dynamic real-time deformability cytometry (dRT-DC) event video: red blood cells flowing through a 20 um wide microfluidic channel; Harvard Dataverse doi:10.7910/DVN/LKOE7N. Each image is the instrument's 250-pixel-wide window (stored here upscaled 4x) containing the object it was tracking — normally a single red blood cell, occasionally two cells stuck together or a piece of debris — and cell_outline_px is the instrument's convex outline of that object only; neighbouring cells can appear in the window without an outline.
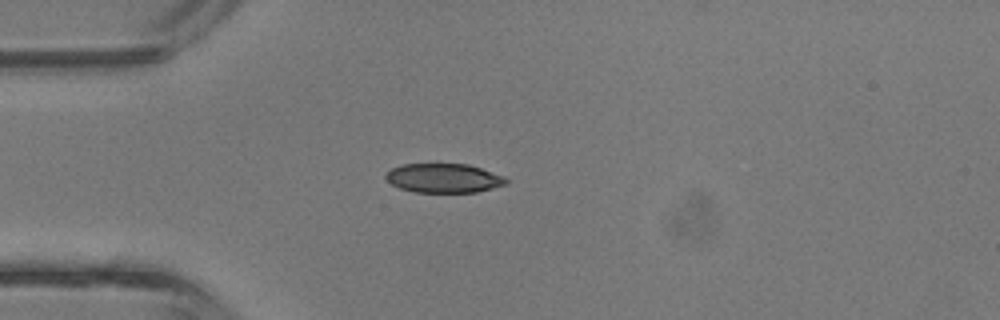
{"species": "common noctule bat (a hibernating species)", "species_latin": "Nyctalus noctula", "temperature_condition": "room temperature", "stored_images_in_passage": 20, "camera_frame_rate_fps": 3000, "um_per_image_px": 0.085, "animal": {"sex": "male", "body_mass_g": 13.3}, "frame": {"image": 1, "passage_image": 1, "time_ms": 0.0, "image_size_px": [1000, 320], "cell_outline_px": [[508, 184], [476, 192], [412, 192], [400, 188], [392, 184], [384, 176], [392, 168], [404, 164], [468, 164], [504, 176], [508, 180]], "centroid_in_image_um": [37.73, 15.14], "position_along_channel_um": 47.3, "area_um2": 20.35}}
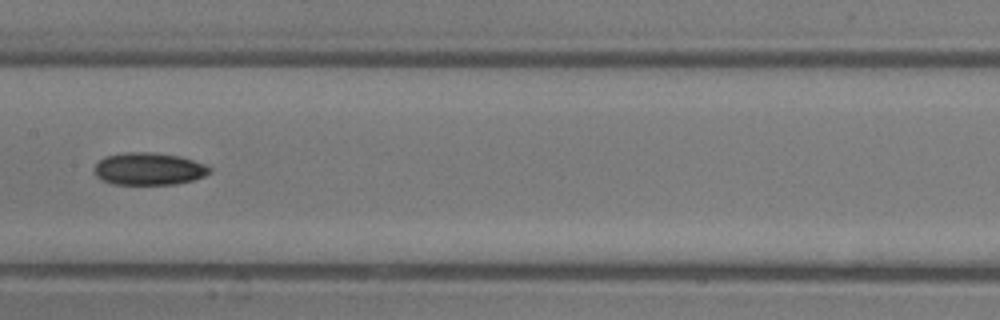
{"frame": {"image": 2, "passage_image": 11, "time_ms": 3.333, "image_size_px": [1000, 320], "cell_outline_px": [[212, 172], [204, 176], [192, 180], [176, 184], [112, 184], [100, 180], [96, 176], [92, 168], [104, 156], [124, 152], [152, 152], [180, 156], [204, 164], [212, 168]], "centroid_in_image_um": [12.62, 14.35], "position_along_channel_um": 194.8, "area_um2": 21.96}}
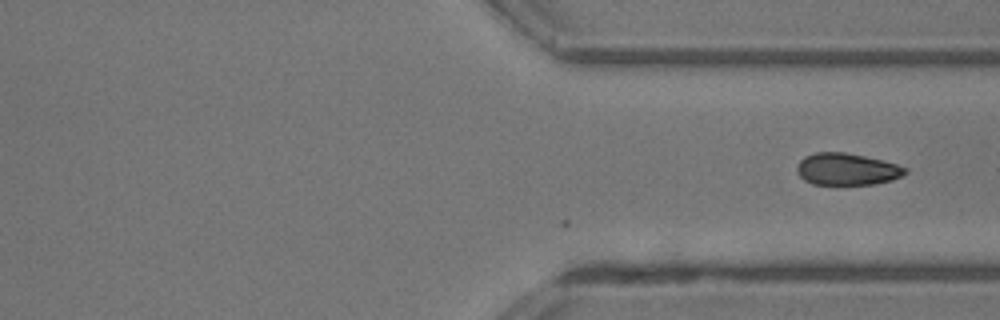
{"frame": {"image": 3, "passage_image": 20, "time_ms": 6.333, "image_size_px": [1000, 320], "cell_outline_px": [[908, 172], [904, 176], [892, 180], [872, 184], [812, 184], [804, 180], [800, 176], [796, 168], [800, 160], [804, 156], [816, 152], [844, 152], [884, 160], [908, 168]], "centroid_in_image_um": [72.01, 14.37], "position_along_channel_um": 339.4, "area_um2": 20.23}}